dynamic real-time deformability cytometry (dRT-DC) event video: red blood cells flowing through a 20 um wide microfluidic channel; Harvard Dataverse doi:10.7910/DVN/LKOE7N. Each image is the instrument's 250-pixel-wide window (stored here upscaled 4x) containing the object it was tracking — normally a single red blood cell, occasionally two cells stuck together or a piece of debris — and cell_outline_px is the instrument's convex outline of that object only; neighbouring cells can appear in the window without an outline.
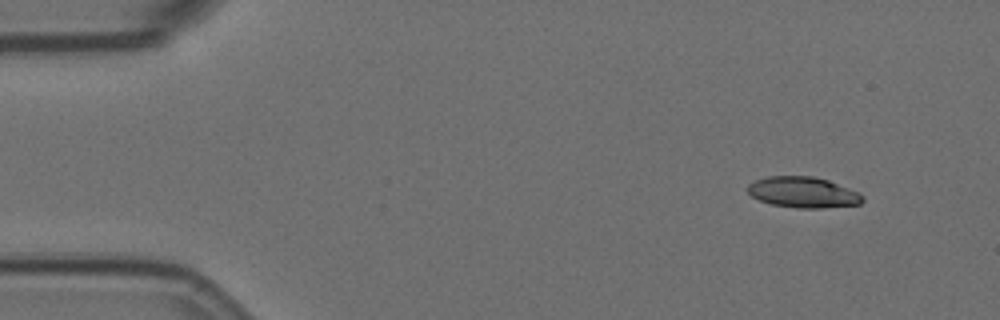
{"species": "Egyptian fruit bat (a non-hibernating species)", "species_latin": "Rousettus aegyptiacus", "temperature_condition": "room temperature", "stored_images_in_passage": 5, "camera_frame_rate_fps": 3000, "um_per_image_px": 0.085, "animal": {"sex": "female"}, "frame": {"image": 1, "passage_image": 1, "time_ms": 0.0, "image_size_px": [1000, 320], "cell_outline_px": [[864, 200], [860, 204], [824, 208], [796, 208], [772, 204], [760, 200], [752, 196], [748, 192], [748, 184], [756, 180], [768, 176], [812, 176], [828, 180], [848, 188], [864, 196]], "centroid_in_image_um": [68.26, 16.35], "position_along_channel_um": 16.7, "area_um2": 20.52}}
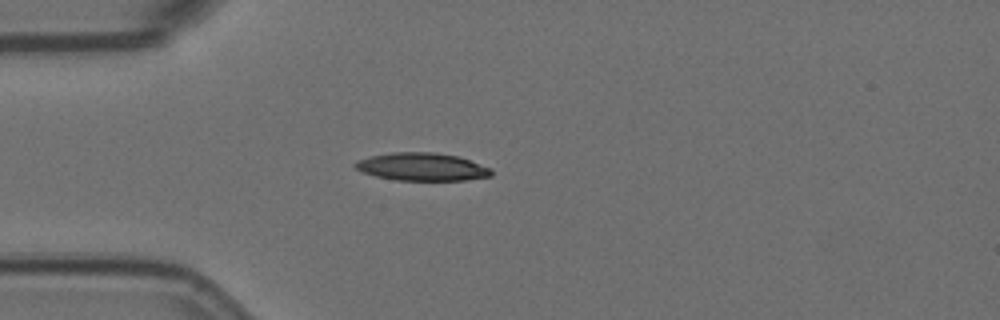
{"frame": {"image": 2, "passage_image": 4, "time_ms": 1.0, "image_size_px": [1000, 320], "cell_outline_px": [[492, 176], [464, 180], [396, 180], [376, 176], [364, 172], [356, 168], [352, 164], [356, 160], [368, 156], [392, 152], [432, 152], [456, 156], [492, 168]], "centroid_in_image_um": [35.84, 14.17], "position_along_channel_um": 49.2, "area_um2": 22.02}}